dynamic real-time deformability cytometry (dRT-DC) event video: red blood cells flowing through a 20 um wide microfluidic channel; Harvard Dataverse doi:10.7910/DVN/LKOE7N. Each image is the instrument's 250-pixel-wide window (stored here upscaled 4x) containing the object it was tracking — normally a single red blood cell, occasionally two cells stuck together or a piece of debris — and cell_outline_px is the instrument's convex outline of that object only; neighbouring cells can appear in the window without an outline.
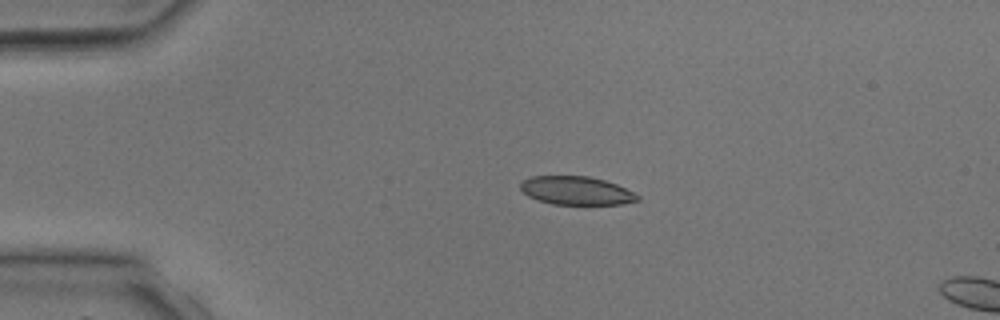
{"species": "common noctule bat (a hibernating species)", "species_latin": "Nyctalus noctula", "temperature_condition": "room temperature", "stored_images_in_passage": 3, "camera_frame_rate_fps": 3000, "um_per_image_px": 0.085, "animal": {"sex": "male", "body_mass_g": 17.9, "forearm_length_mm": 54.2}, "frame": {"image": 1, "passage_image": 2, "time_ms": 1.333, "image_size_px": [1000, 320], "cell_outline_px": [[640, 200], [620, 204], [584, 208], [552, 204], [528, 196], [520, 188], [520, 184], [524, 180], [532, 176], [588, 176], [604, 180], [616, 184], [640, 196]], "centroid_in_image_um": [49.02, 16.26], "position_along_channel_um": 36.0, "area_um2": 20.11}}